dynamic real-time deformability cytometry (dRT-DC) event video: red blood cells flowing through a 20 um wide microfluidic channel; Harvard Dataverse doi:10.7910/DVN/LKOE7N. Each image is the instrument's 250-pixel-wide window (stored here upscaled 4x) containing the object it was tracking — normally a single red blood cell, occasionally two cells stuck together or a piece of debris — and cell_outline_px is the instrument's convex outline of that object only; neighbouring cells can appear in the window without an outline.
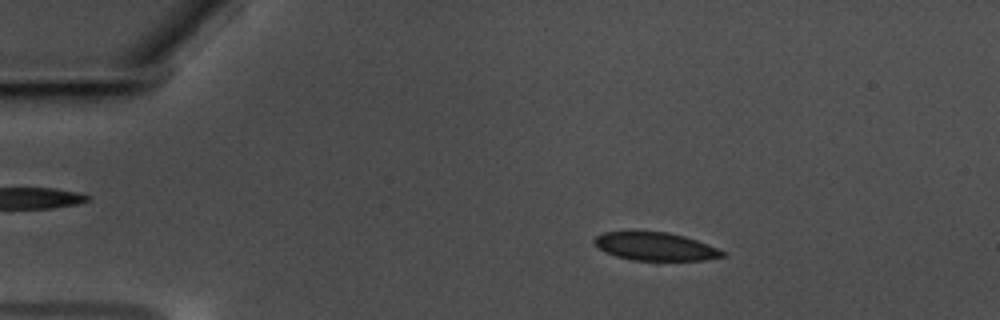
{"species": "common noctule bat (a hibernating species)", "species_latin": "Nyctalus noctula", "temperature_condition": "warm", "stored_images_in_passage": 57, "camera_frame_rate_fps": 3000, "um_per_image_px": 0.085, "animal": {"sex": "male", "body_mass_g": 17.5, "forearm_length_mm": 52.3}, "frame": {"image": 1, "passage_image": 10, "time_ms": 3.0, "image_size_px": [1000, 320], "cell_outline_px": [[728, 256], [704, 260], [632, 260], [616, 256], [600, 248], [592, 240], [596, 236], [604, 232], [632, 228], [636, 228], [668, 232], [684, 236], [708, 244], [728, 252]], "centroid_in_image_um": [55.7, 20.9], "position_along_channel_um": 29.3, "area_um2": 21.85}}
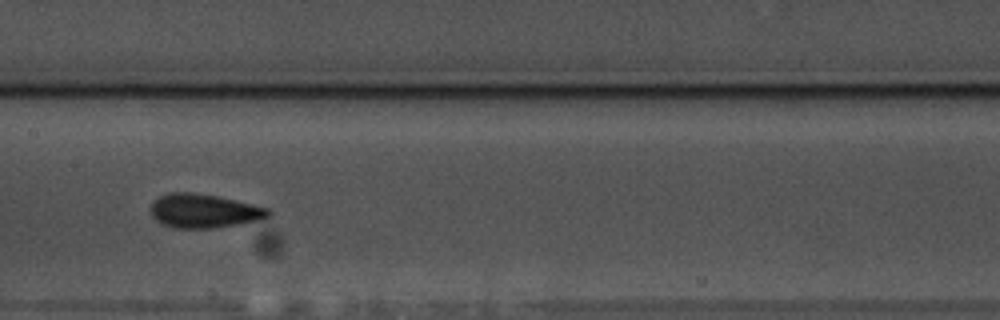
{"frame": {"image": 2, "passage_image": 29, "time_ms": 9.333, "image_size_px": [1000, 320], "cell_outline_px": [[272, 216], [240, 224], [212, 228], [172, 228], [156, 220], [152, 216], [152, 204], [160, 196], [172, 192], [192, 192], [220, 196], [272, 208]], "centroid_in_image_um": [17.42, 17.92], "position_along_channel_um": 190.0, "area_um2": 23.41}}
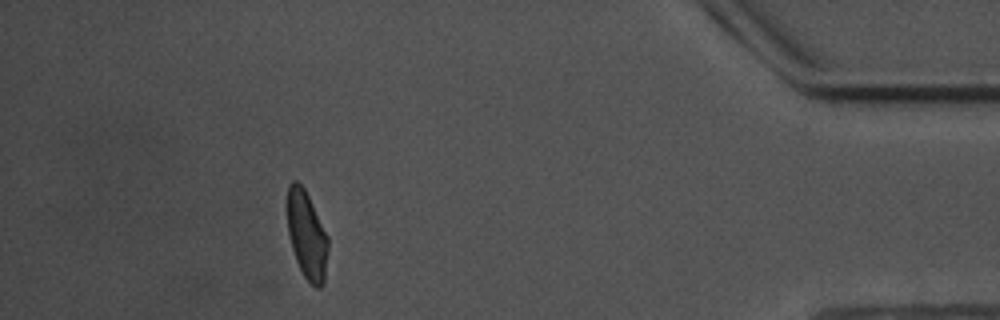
{"frame": {"image": 3, "passage_image": 52, "time_ms": 17.0, "image_size_px": [1000, 320], "cell_outline_px": [[328, 248], [324, 284], [320, 288], [316, 288], [304, 276], [296, 260], [292, 248], [288, 232], [284, 208], [284, 204], [288, 184], [292, 180], [296, 180], [304, 188], [328, 236]], "centroid_in_image_um": [26.03, 19.92], "position_along_channel_um": 409.2, "area_um2": 21.39}, "authors_computed_cell_mechanics": {"area_um2": 22.1374, "velocity_mm_per_s": 3.52, "shape_relaxation_time_tau1_ms": 4.5421, "shape_relaxation_time_tau2_ms": 1.6791, "deformation_change_tau1": 0.1242, "deformation_change_tau2": 0.0675}}